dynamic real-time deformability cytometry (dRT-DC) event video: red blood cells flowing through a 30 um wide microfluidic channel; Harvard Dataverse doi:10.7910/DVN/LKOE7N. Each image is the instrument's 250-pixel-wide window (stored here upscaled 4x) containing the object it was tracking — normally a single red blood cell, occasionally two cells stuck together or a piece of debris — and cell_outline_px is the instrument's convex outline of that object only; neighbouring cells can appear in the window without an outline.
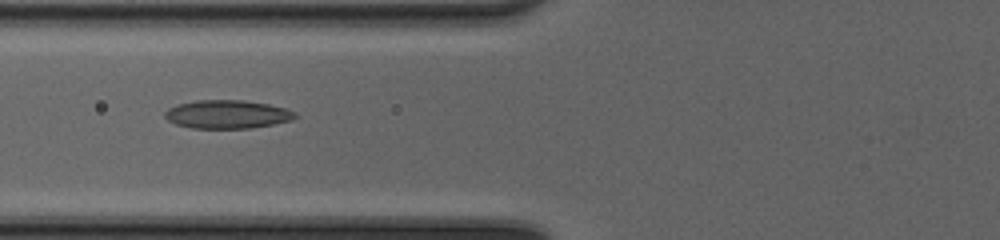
{"species": "common noctule bat (a hibernating species)", "species_latin": "Nyctalus noctula", "temperature_condition": "cold", "stored_images_in_passage": 52, "camera_frame_rate_fps": 3000, "um_per_image_px": 0.085, "animal": {"sex": "female", "body_mass_g": 20.0, "forearm_length_mm": 54.0}, "frame": {"image": 1, "passage_image": 23, "time_ms": 7.333, "image_size_px": [1000, 240], "cell_outline_px": [[300, 116], [292, 120], [252, 128], [192, 128], [176, 124], [168, 120], [164, 116], [164, 112], [168, 108], [176, 104], [196, 100], [244, 100], [268, 104], [284, 108], [296, 112]], "centroid_in_image_um": [19.32, 9.71], "position_along_channel_um": 106.5, "area_um2": 21.68}}
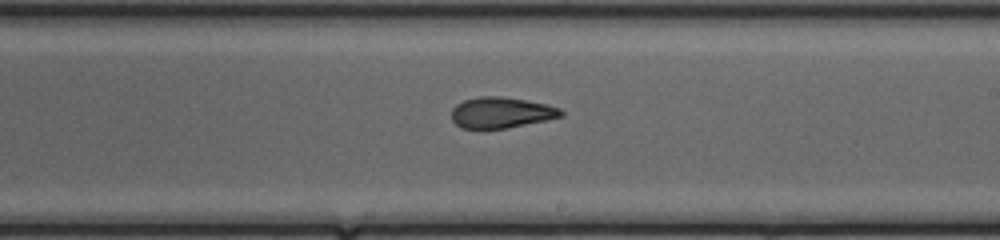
{"frame": {"image": 2, "passage_image": 33, "time_ms": 10.667, "image_size_px": [1000, 240], "cell_outline_px": [[564, 116], [508, 128], [460, 128], [452, 120], [452, 108], [456, 104], [464, 100], [480, 96], [504, 96], [544, 104], [560, 108], [564, 112]], "centroid_in_image_um": [42.59, 9.57], "position_along_channel_um": 246.4, "area_um2": 19.65}}
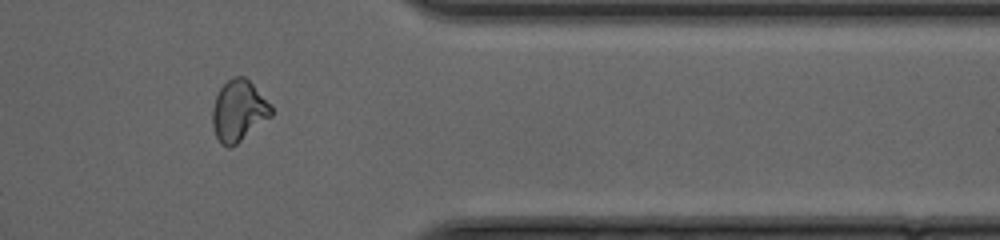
{"frame": {"image": 3, "passage_image": 44, "time_ms": 14.333, "image_size_px": [1000, 240], "cell_outline_px": [[272, 116], [232, 148], [228, 148], [220, 144], [216, 136], [212, 124], [212, 108], [216, 96], [220, 88], [228, 80], [236, 76], [244, 76], [252, 84], [272, 108]], "centroid_in_image_um": [20.25, 9.46], "position_along_channel_um": 391.1, "area_um2": 20.81}, "authors_computed_cell_mechanics": {"area_um2": 20.9814, "velocity_mm_per_s": 4.182, "shape_relaxation_time_tau1_ms": null, "shape_relaxation_time_tau2_ms": 1.685, "deformation_change_tau1": null, "deformation_change_tau2": 0.0775}}